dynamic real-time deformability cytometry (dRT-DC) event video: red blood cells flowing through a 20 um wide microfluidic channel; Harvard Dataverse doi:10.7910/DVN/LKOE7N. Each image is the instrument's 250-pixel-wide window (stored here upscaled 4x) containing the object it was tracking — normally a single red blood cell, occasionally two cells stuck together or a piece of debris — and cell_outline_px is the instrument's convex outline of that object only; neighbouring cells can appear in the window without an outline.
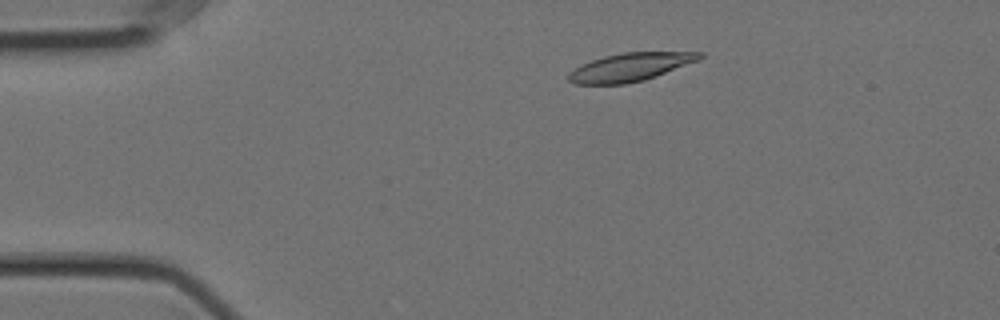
{"species": "Egyptian fruit bat (a non-hibernating species)", "species_latin": "Rousettus aegyptiacus", "temperature_condition": "cold", "stored_images_in_passage": 54, "camera_frame_rate_fps": 3000, "um_per_image_px": 0.085, "animal": {"sex": "female"}, "frame": {"image": 1, "passage_image": 8, "time_ms": 2.333, "image_size_px": [1000, 320], "cell_outline_px": [[704, 56], [700, 60], [656, 76], [644, 80], [624, 84], [576, 84], [568, 80], [568, 72], [580, 64], [604, 56], [624, 52], [704, 52]], "centroid_in_image_um": [53.57, 5.7], "position_along_channel_um": 31.4, "area_um2": 21.62}}
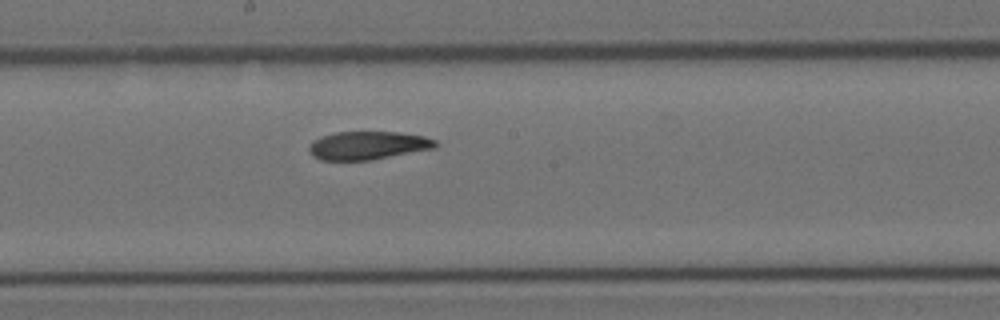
{"frame": {"image": 2, "passage_image": 28, "time_ms": 9.0, "image_size_px": [1000, 320], "cell_outline_px": [[436, 148], [372, 160], [320, 160], [312, 156], [308, 152], [308, 144], [312, 140], [320, 136], [336, 132], [400, 132], [424, 136], [436, 140]], "centroid_in_image_um": [31.22, 12.36], "position_along_channel_um": 217.0, "area_um2": 21.1}}
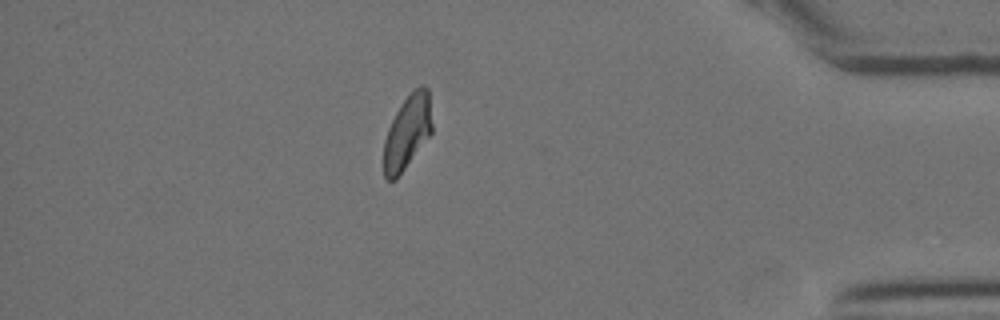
{"frame": {"image": 3, "passage_image": 47, "time_ms": 15.333, "image_size_px": [1000, 320], "cell_outline_px": [[432, 132], [396, 180], [388, 180], [384, 176], [384, 140], [388, 128], [400, 104], [420, 84], [424, 84], [428, 88], [432, 124]], "centroid_in_image_um": [34.62, 11.23], "position_along_channel_um": 400.6, "area_um2": 20.63}, "authors_computed_cell_mechanics": {"area_um2": 21.7039, "velocity_mm_per_s": 3.5272, "shape_relaxation_time_tau1_ms": 5.3947, "shape_relaxation_time_tau2_ms": 2.4529, "deformation_change_tau1": 0.1786, "deformation_change_tau2": 0.082}}